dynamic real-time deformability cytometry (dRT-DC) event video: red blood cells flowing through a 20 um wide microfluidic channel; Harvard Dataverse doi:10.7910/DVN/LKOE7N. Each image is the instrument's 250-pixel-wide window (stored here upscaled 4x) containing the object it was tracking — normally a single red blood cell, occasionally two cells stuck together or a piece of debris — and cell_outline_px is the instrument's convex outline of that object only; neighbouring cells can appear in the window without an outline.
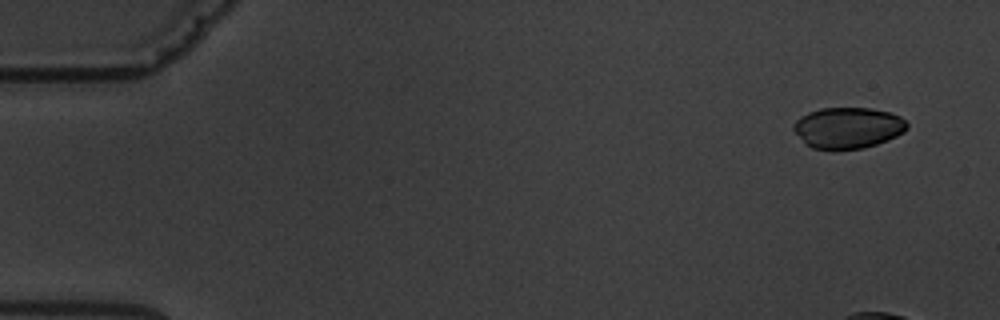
{"species": "common noctule bat (a hibernating species)", "species_latin": "Nyctalus noctula", "temperature_condition": "warm", "stored_images_in_passage": 5, "camera_frame_rate_fps": 3000, "um_per_image_px": 0.085, "animal": {"sex": "male", "body_mass_g": 19.5, "forearm_length_mm": 54.6}, "frame": {"image": 1, "passage_image": 1, "time_ms": 0.0, "image_size_px": [1000, 320], "cell_outline_px": [[908, 128], [904, 132], [888, 140], [864, 148], [812, 148], [804, 144], [792, 128], [792, 124], [800, 116], [808, 112], [820, 108], [872, 108], [888, 112], [900, 116], [908, 124]], "centroid_in_image_um": [72.05, 10.84], "position_along_channel_um": 12.9, "area_um2": 27.11}}
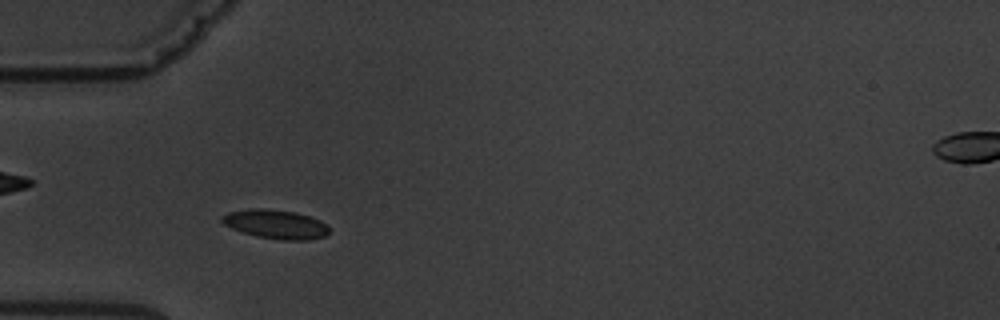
{"frame": {"image": 2, "passage_image": 5, "time_ms": 5.667, "image_size_px": [1000, 320], "cell_outline_px": [[328, 232], [324, 236], [308, 240], [280, 240], [256, 236], [232, 228], [224, 224], [220, 220], [220, 216], [228, 212], [252, 208], [264, 208], [296, 212], [320, 220], [328, 228]], "centroid_in_image_um": [23.39, 19.05], "position_along_channel_um": 61.6, "area_um2": 18.03}}